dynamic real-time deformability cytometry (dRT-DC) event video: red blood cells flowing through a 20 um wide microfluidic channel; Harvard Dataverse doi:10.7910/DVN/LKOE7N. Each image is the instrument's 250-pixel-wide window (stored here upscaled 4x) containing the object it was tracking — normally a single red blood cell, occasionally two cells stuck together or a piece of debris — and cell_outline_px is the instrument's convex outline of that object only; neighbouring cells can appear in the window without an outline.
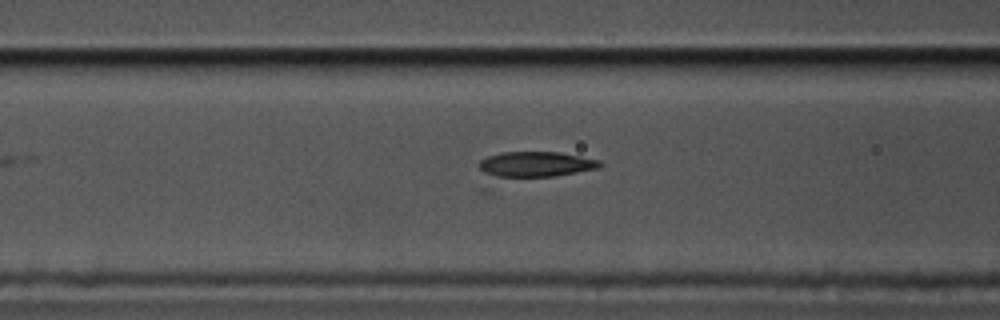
{"species": "common noctule bat (a hibernating species)", "species_latin": "Nyctalus noctula", "temperature_condition": "cold", "stored_images_in_passage": 11, "camera_frame_rate_fps": 3000, "um_per_image_px": 0.085, "animal": {"sex": "male", "body_mass_g": 17.5, "forearm_length_mm": 52.3}, "frame": {"image": 1, "passage_image": 5, "time_ms": 1.333, "image_size_px": [1000, 320], "cell_outline_px": [[604, 164], [600, 168], [484, 196], [480, 192], [480, 160], [488, 156], [500, 152], [560, 152], [600, 160]], "centroid_in_image_um": [44.99, 14.38], "position_along_channel_um": 121.6, "area_um2": 24.8}}